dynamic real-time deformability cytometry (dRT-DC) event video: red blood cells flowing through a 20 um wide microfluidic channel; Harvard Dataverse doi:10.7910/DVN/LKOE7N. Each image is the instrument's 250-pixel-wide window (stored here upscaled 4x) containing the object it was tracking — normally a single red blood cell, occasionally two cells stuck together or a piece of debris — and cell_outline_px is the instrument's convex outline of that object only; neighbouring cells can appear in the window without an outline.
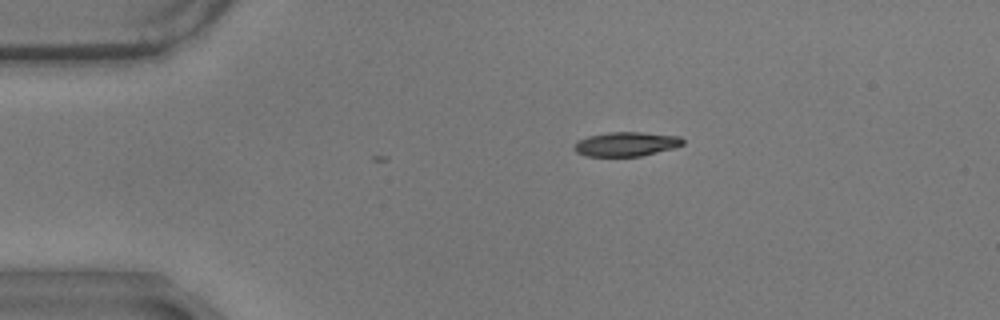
{"species": "common noctule bat (a hibernating species)", "species_latin": "Nyctalus noctula", "temperature_condition": "warm", "stored_images_in_passage": 4, "camera_frame_rate_fps": 3000, "um_per_image_px": 0.085, "animal": {"sex": "male", "body_mass_g": 17.9}, "frame": {"image": 1, "passage_image": 1, "time_ms": 0.0, "image_size_px": [1000, 320], "cell_outline_px": [[684, 144], [676, 148], [640, 156], [588, 156], [576, 152], [572, 148], [576, 140], [588, 136], [608, 132], [640, 132], [680, 136], [684, 140]], "centroid_in_image_um": [53.22, 12.24], "position_along_channel_um": 31.8, "area_um2": 15.55}}